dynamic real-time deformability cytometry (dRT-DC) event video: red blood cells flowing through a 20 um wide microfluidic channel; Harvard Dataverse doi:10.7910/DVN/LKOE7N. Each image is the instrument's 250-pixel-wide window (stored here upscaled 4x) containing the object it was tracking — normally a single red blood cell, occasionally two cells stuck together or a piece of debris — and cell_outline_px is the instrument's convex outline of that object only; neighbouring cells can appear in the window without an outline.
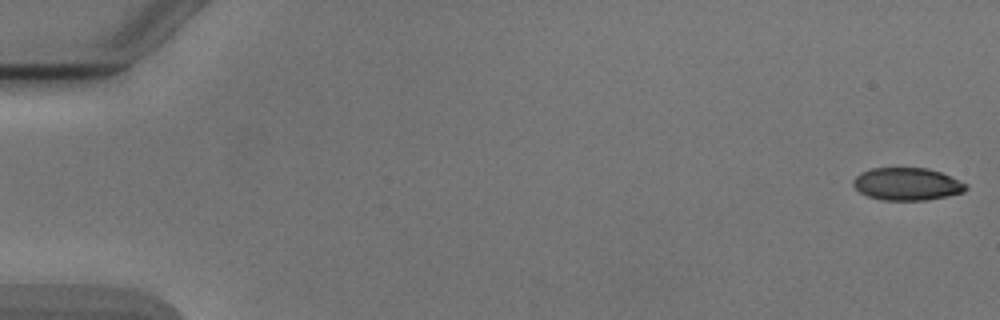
{"species": "Egyptian fruit bat (a non-hibernating species)", "species_latin": "Rousettus aegyptiacus", "temperature_condition": "cold", "stored_images_in_passage": 53, "camera_frame_rate_fps": 3000, "um_per_image_px": 0.085, "animal": {"sex": "male"}, "frame": {"image": 1, "passage_image": 1, "time_ms": 0.0, "image_size_px": [1000, 320], "cell_outline_px": [[968, 188], [964, 192], [948, 196], [928, 200], [880, 200], [868, 196], [860, 192], [852, 184], [852, 180], [860, 172], [872, 168], [928, 168], [940, 172], [968, 184]], "centroid_in_image_um": [77.1, 15.65], "position_along_channel_um": 7.9, "area_um2": 21.5}}
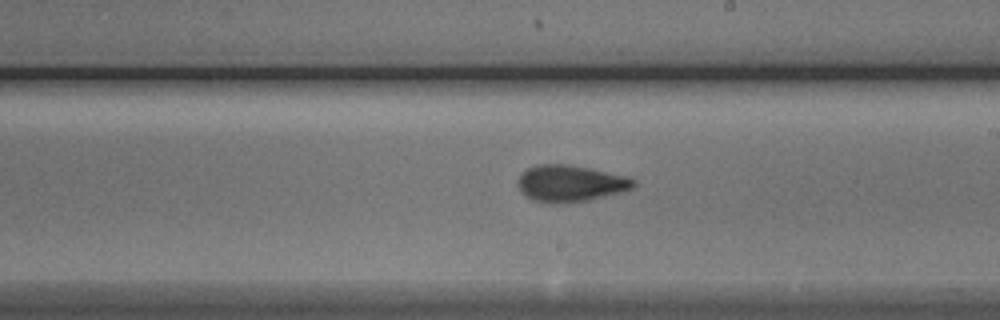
{"frame": {"image": 2, "passage_image": 31, "time_ms": 10.0, "image_size_px": [1000, 320], "cell_outline_px": [[636, 184], [632, 188], [620, 192], [588, 200], [564, 204], [552, 204], [532, 200], [520, 192], [516, 184], [516, 180], [520, 172], [528, 168], [540, 164], [568, 164], [588, 168], [624, 176], [636, 180]], "centroid_in_image_um": [48.39, 15.6], "position_along_channel_um": 240.6, "area_um2": 24.85}}
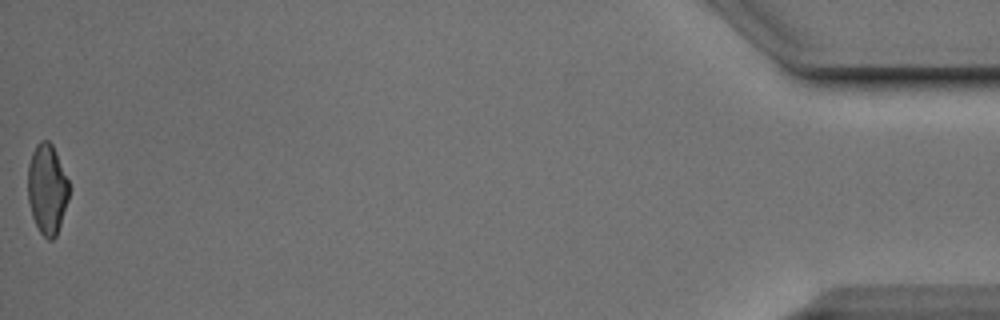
{"frame": {"image": 3, "passage_image": 53, "time_ms": 17.333, "image_size_px": [1000, 320], "cell_outline_px": [[68, 200], [56, 236], [52, 240], [48, 240], [40, 232], [32, 216], [28, 200], [28, 164], [32, 152], [36, 144], [40, 140], [48, 140], [52, 144], [56, 152], [68, 180]], "centroid_in_image_um": [3.99, 16.05], "position_along_channel_um": 431.2, "area_um2": 21.5}, "authors_computed_cell_mechanics": {"area_um2": 23.2934, "velocity_mm_per_s": 3.9044, "shape_relaxation_time_tau1_ms": 4.6341, "shape_relaxation_time_tau2_ms": 1.7985, "deformation_change_tau1": 0.1372, "deformation_change_tau2": 0.0648}}